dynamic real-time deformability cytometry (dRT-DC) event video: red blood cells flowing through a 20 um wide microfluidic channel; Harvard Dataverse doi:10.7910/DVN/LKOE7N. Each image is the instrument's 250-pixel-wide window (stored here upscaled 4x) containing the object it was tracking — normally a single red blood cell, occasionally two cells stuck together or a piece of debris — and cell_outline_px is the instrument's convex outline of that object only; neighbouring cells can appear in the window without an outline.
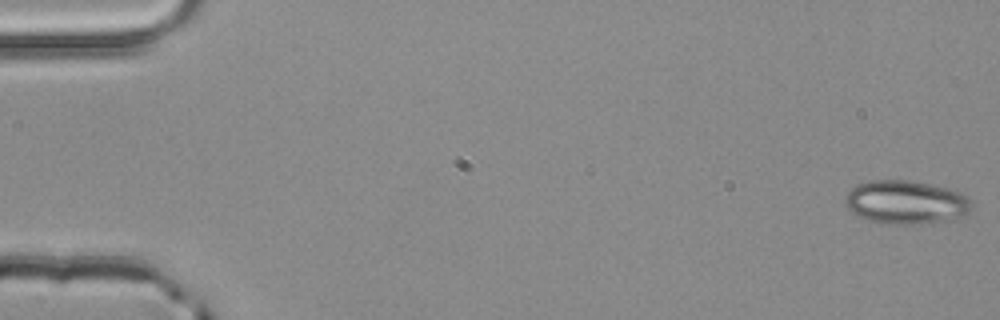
{"species": "common noctule bat (a hibernating species)", "species_latin": "Nyctalus noctula", "temperature_condition": "room temperature", "stored_images_in_passage": 4, "camera_frame_rate_fps": 3000, "um_per_image_px": 0.085, "animal": {"sex": "male", "body_mass_g": 20.4}, "frame": {"image": 1, "passage_image": 1, "time_ms": 0.0, "image_size_px": [1000, 320], "cell_outline_px": [[972, 208], [968, 212], [960, 216], [948, 220], [912, 224], [880, 224], [860, 216], [852, 212], [848, 208], [844, 200], [844, 196], [856, 184], [868, 180], [908, 180], [948, 188], [960, 192], [968, 196], [972, 200]], "centroid_in_image_um": [76.99, 17.18], "position_along_channel_um": 8.0, "area_um2": 32.14}}